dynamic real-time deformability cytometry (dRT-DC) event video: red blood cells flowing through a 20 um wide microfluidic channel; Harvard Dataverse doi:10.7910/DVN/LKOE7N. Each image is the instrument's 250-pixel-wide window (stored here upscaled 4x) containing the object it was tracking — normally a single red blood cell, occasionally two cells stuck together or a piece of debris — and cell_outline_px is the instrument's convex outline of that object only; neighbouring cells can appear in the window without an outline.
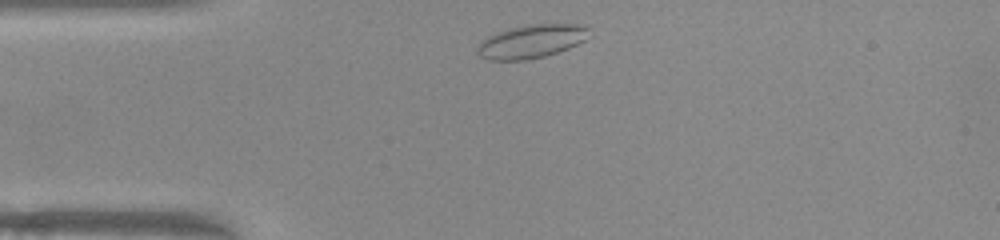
{"species": "common noctule bat (a hibernating species)", "species_latin": "Nyctalus noctula", "temperature_condition": "warm", "stored_images_in_passage": 33, "camera_frame_rate_fps": 3000, "um_per_image_px": 0.085, "animal": {"sex": "female", "body_mass_g": 22.0, "forearm_length_mm": 56.7}, "frame": {"image": 1, "passage_image": 2, "time_ms": 0.333, "image_size_px": [1000, 240], "cell_outline_px": [[592, 36], [568, 48], [544, 56], [524, 60], [488, 60], [480, 56], [476, 52], [476, 48], [480, 40], [496, 32], [508, 28], [528, 24], [584, 24], [588, 28]], "centroid_in_image_um": [45.15, 3.5], "position_along_channel_um": 39.9, "area_um2": 22.02}}
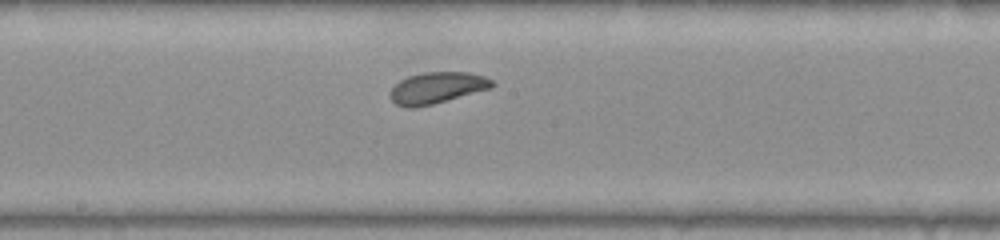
{"frame": {"image": 2, "passage_image": 17, "time_ms": 5.333, "image_size_px": [1000, 240], "cell_outline_px": [[496, 84], [492, 88], [432, 104], [416, 108], [404, 108], [396, 104], [388, 96], [388, 92], [400, 80], [408, 76], [424, 72], [468, 72], [484, 76], [492, 80]], "centroid_in_image_um": [37.12, 7.47], "position_along_channel_um": 211.1, "area_um2": 18.79}}
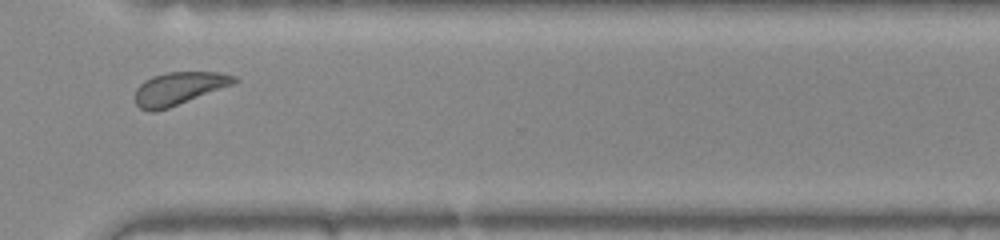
{"frame": {"image": 3, "passage_image": 28, "time_ms": 9.0, "image_size_px": [1000, 240], "cell_outline_px": [[236, 84], [168, 108], [156, 112], [148, 112], [140, 108], [136, 104], [136, 88], [144, 80], [152, 76], [168, 72], [216, 72], [236, 76]], "centroid_in_image_um": [15.2, 7.53], "position_along_channel_um": 355.4, "area_um2": 19.02}, "authors_computed_cell_mechanics": {"area_um2": 18.8428, "velocity_mm_per_s": 3.9203, "shape_relaxation_time_tau1_ms": 1.7978, "shape_relaxation_time_tau2_ms": 5.9202, "deformation_change_tau1": 0.0722, "deformation_change_tau2": 0.0826}}